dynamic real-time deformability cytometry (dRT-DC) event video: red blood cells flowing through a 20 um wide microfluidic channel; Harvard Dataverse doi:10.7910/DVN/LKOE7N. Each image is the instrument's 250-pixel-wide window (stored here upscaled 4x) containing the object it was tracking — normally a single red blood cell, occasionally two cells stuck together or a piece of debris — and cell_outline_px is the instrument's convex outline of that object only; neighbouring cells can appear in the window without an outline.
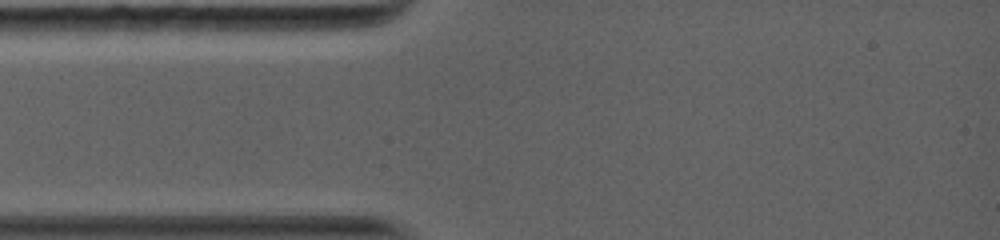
{"species": "common noctule bat (a hibernating species)", "species_latin": "Nyctalus noctula", "temperature_condition": "warm", "stored_images_in_passage": 1, "camera_frame_rate_fps": 5000, "um_per_image_px": 0.085, "animal": {"sex": "female", "body_mass_g": 19.0, "forearm_length_mm": 56.7}, "frame": {"image": 1, "passage_image": 1, "time_ms": 0.0, "image_size_px": [1000, 240], "cell_outline_px": [[608, 172], [604, 184], [592, 188], [564, 188], [544, 184], [540, 180], [540, 176], [556, 128], [564, 120], [576, 128], [596, 148]], "centroid_in_image_um": [48.68, 13.68], "position_along_channel_um": 36.3, "area_um2": 22.14}}